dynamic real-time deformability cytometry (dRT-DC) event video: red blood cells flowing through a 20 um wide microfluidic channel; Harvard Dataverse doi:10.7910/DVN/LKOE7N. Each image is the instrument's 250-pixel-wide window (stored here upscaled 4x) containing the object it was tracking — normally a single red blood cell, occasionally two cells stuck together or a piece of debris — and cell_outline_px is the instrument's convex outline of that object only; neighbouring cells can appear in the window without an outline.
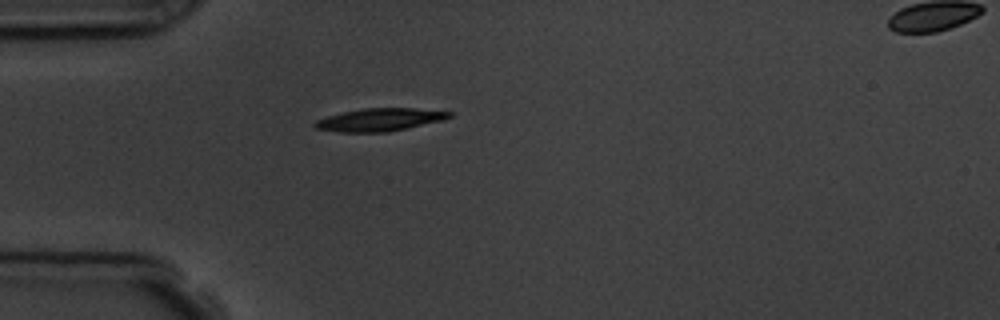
{"species": "common noctule bat (a hibernating species)", "species_latin": "Nyctalus noctula", "temperature_condition": "room temperature", "stored_images_in_passage": 1, "camera_frame_rate_fps": 3000, "um_per_image_px": 0.085, "animal": {"sex": "male", "body_mass_g": 19.5, "forearm_length_mm": 54.6}, "frame": {"image": 1, "passage_image": 1, "time_ms": 0.0, "image_size_px": [1000, 320], "cell_outline_px": [[452, 116], [444, 120], [388, 132], [340, 132], [316, 128], [312, 124], [316, 120], [328, 116], [344, 112], [364, 108], [412, 108], [452, 112]], "centroid_in_image_um": [32.29, 10.17], "position_along_channel_um": 52.7, "area_um2": 17.69}}